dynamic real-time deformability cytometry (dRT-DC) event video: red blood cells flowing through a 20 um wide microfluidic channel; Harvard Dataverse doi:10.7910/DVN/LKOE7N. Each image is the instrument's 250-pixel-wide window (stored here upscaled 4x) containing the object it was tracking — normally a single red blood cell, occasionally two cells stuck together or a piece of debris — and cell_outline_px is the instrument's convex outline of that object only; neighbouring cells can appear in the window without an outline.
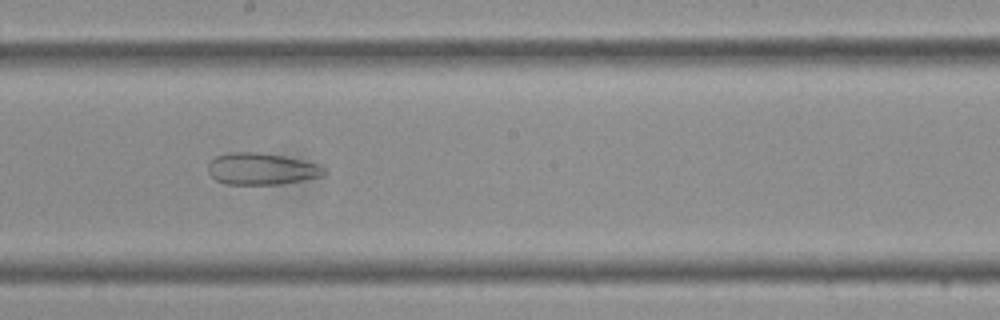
{"species": "Egyptian fruit bat (a non-hibernating species)", "species_latin": "Rousettus aegyptiacus", "temperature_condition": "cold", "stored_images_in_passage": 37, "camera_frame_rate_fps": 3000, "um_per_image_px": 0.085, "frame": {"image": 1, "passage_image": 20, "time_ms": 6.333, "image_size_px": [1000, 320], "cell_outline_px": [[328, 172], [320, 176], [280, 184], [228, 184], [216, 180], [208, 172], [208, 164], [216, 156], [228, 152], [260, 152], [284, 156], [316, 164], [324, 168]], "centroid_in_image_um": [22.19, 14.34], "position_along_channel_um": 226.0, "area_um2": 21.21}}
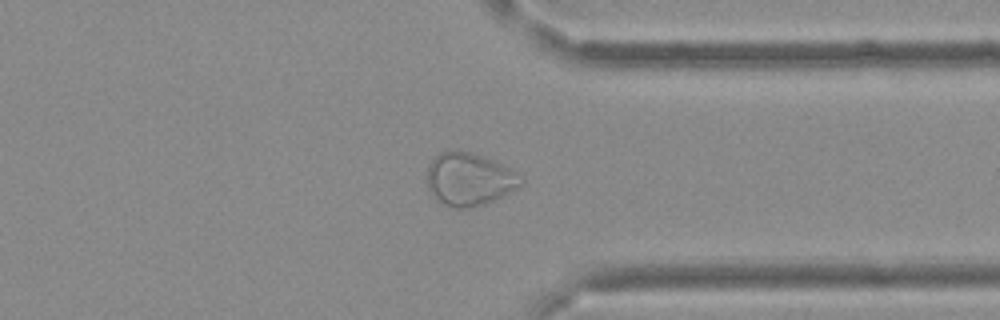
{"frame": {"image": 2, "passage_image": 28, "time_ms": 9.0, "image_size_px": [1000, 320], "cell_outline_px": [[524, 184], [492, 200], [468, 208], [452, 208], [444, 204], [432, 196], [428, 188], [428, 164], [440, 152], [448, 148], [468, 152], [496, 160], [520, 172], [524, 180]], "centroid_in_image_um": [39.9, 15.2], "position_along_channel_um": 371.5, "area_um2": 29.13}}
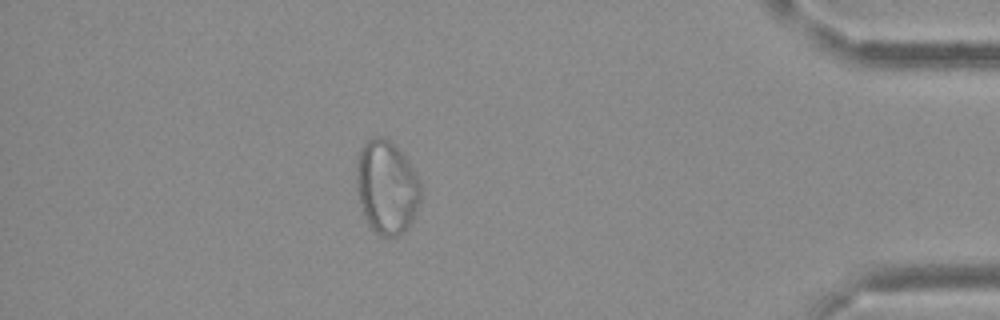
{"frame": {"image": 3, "passage_image": 32, "time_ms": 10.333, "image_size_px": [1000, 320], "cell_outline_px": [[420, 200], [412, 220], [400, 236], [380, 236], [368, 224], [360, 204], [356, 180], [356, 160], [360, 148], [372, 136], [384, 136], [404, 156], [412, 168], [420, 184]], "centroid_in_image_um": [32.83, 15.9], "position_along_channel_um": 402.4, "area_um2": 34.68}}